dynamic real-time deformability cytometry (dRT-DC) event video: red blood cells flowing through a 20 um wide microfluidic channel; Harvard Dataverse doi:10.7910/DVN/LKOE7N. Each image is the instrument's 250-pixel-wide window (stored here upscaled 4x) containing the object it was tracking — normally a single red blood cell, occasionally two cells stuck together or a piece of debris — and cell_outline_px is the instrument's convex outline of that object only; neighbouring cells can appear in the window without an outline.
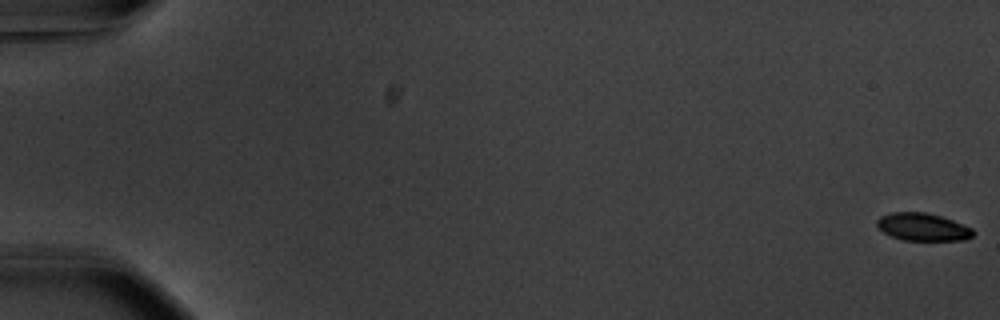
{"species": "common noctule bat (a hibernating species)", "species_latin": "Nyctalus noctula", "temperature_condition": "warm", "stored_images_in_passage": 56, "camera_frame_rate_fps": 3000, "um_per_image_px": 0.085, "animal": {"sex": "male", "body_mass_g": 20.1, "forearm_length_mm": 53.5}, "frame": {"image": 1, "passage_image": 1, "time_ms": 0.0, "image_size_px": [1000, 320], "cell_outline_px": [[976, 232], [972, 236], [964, 240], [904, 240], [892, 236], [884, 232], [876, 224], [876, 220], [880, 216], [892, 212], [924, 212], [940, 216], [952, 220], [972, 228]], "centroid_in_image_um": [78.44, 19.29], "position_along_channel_um": 6.6, "area_um2": 15.37}}
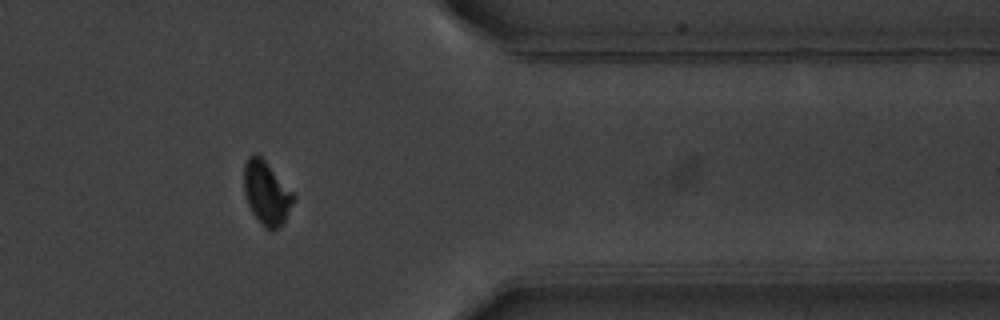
{"frame": {"image": 2, "passage_image": 47, "time_ms": 15.333, "image_size_px": [1000, 320], "cell_outline_px": [[296, 196], [284, 220], [276, 228], [264, 228], [252, 212], [248, 204], [244, 192], [244, 164], [248, 156], [252, 152], [260, 156], [264, 160]], "centroid_in_image_um": [22.62, 16.36], "position_along_channel_um": 388.8, "area_um2": 17.86}}
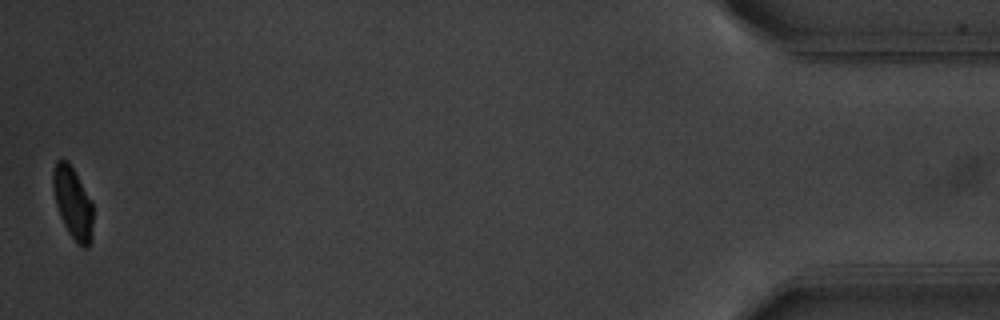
{"frame": {"image": 3, "passage_image": 56, "time_ms": 18.333, "image_size_px": [1000, 320], "cell_outline_px": [[92, 240], [88, 248], [84, 248], [76, 244], [68, 232], [60, 216], [56, 204], [52, 188], [52, 172], [56, 160], [68, 160], [92, 204]], "centroid_in_image_um": [6.17, 17.28], "position_along_channel_um": 429.0, "area_um2": 16.65}, "authors_computed_cell_mechanics": {"area_um2": 17.5712, "velocity_mm_per_s": 3.7198, "shape_relaxation_time_tau1_ms": 2.5109, "shape_relaxation_time_tau2_ms": 6.8295, "deformation_change_tau1": 0.1267, "deformation_change_tau2": 0.071}}